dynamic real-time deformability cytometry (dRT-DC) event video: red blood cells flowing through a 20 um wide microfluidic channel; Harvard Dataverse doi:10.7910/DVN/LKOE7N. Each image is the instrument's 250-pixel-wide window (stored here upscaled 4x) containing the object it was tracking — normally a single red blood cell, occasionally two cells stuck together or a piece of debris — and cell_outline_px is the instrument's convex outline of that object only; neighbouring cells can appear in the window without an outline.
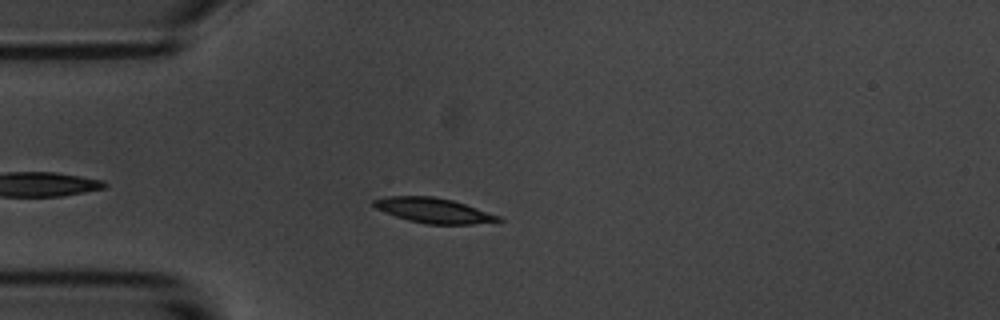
{"species": "common noctule bat (a hibernating species)", "species_latin": "Nyctalus noctula", "temperature_condition": "room temperature", "stored_images_in_passage": 40, "camera_frame_rate_fps": 3000, "um_per_image_px": 0.085, "animal": {"sex": "male", "body_mass_g": 20.1, "forearm_length_mm": 53.5}, "frame": {"image": 1, "passage_image": 6, "time_ms": 1.667, "image_size_px": [1000, 320], "cell_outline_px": [[504, 220], [472, 224], [424, 224], [408, 220], [384, 212], [376, 208], [372, 204], [372, 200], [392, 196], [432, 196], [452, 200], [500, 216]], "centroid_in_image_um": [36.83, 17.89], "position_along_channel_um": 48.2, "area_um2": 17.92}}
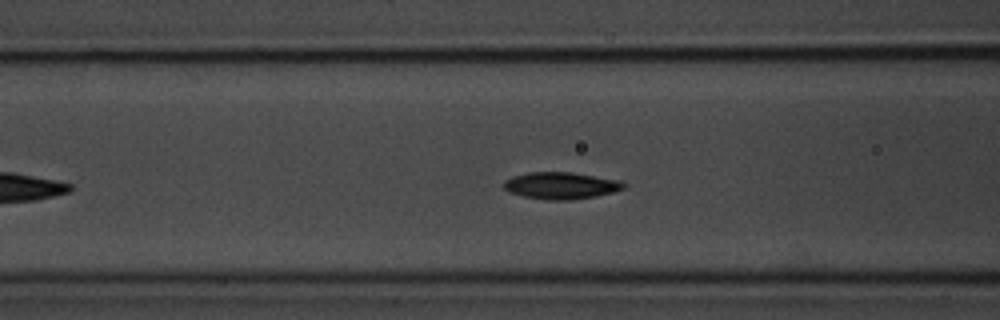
{"frame": {"image": 2, "passage_image": 13, "time_ms": 4.0, "image_size_px": [1000, 320], "cell_outline_px": [[628, 184], [624, 188], [612, 192], [596, 196], [572, 200], [548, 200], [524, 196], [508, 192], [504, 188], [504, 180], [512, 176], [528, 172], [572, 172], [620, 180]], "centroid_in_image_um": [47.68, 15.77], "position_along_channel_um": 118.9, "area_um2": 18.9}}
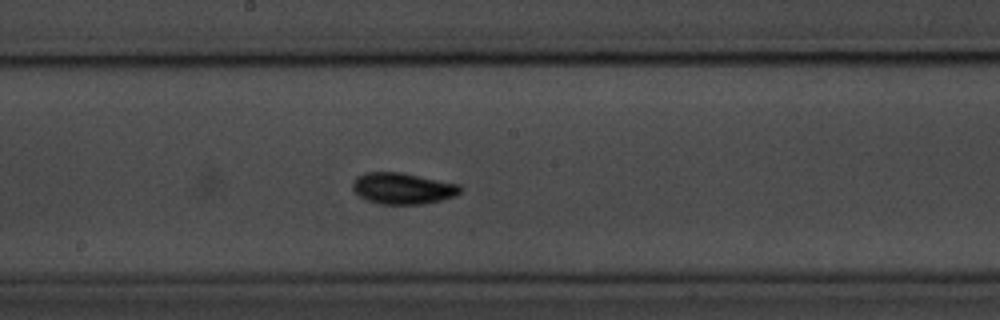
{"frame": {"image": 3, "passage_image": 21, "time_ms": 6.667, "image_size_px": [1000, 320], "cell_outline_px": [[464, 188], [456, 196], [440, 200], [420, 204], [380, 204], [368, 200], [360, 196], [352, 188], [352, 184], [356, 176], [364, 172], [400, 172], [460, 184]], "centroid_in_image_um": [34.24, 16.0], "position_along_channel_um": 214.0, "area_um2": 19.65}, "authors_computed_cell_mechanics": {"area_um2": 17.9469, "velocity_mm_per_s": 3.565, "shape_relaxation_time_tau1_ms": 1.8815, "shape_relaxation_time_tau2_ms": 10.2138, "deformation_change_tau1": 0.1231, "deformation_change_tau2": 0.0882}}